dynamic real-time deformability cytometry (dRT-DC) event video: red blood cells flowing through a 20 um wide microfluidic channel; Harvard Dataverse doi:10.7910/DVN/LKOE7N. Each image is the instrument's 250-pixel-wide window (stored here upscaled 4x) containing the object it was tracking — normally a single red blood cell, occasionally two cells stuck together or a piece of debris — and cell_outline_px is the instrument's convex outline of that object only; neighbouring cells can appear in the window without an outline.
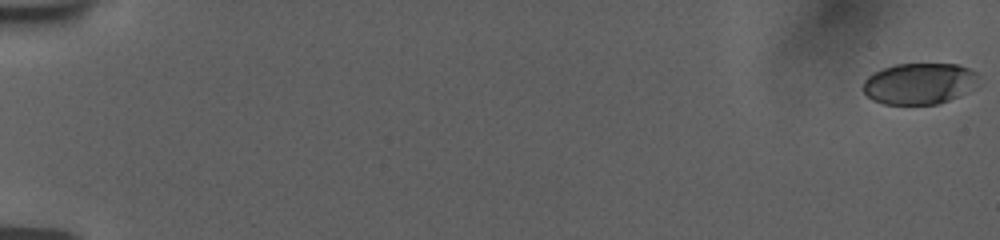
{"species": "human", "species_latin": "Homo sapiens", "temperature_condition": "room temperature", "stored_images_in_passage": 57, "camera_frame_rate_fps": 3000, "um_per_image_px": 0.085, "donor": {"sex": "female"}, "frame": {"image": 1, "passage_image": 1, "time_ms": 0.0, "image_size_px": [1000, 240], "cell_outline_px": [[980, 76], [976, 88], [948, 100], [936, 104], [884, 104], [872, 100], [860, 88], [864, 80], [872, 72], [896, 64], [956, 64], [968, 68], [976, 72]], "centroid_in_image_um": [78.14, 7.1], "position_along_channel_um": 6.9, "area_um2": 28.03}}
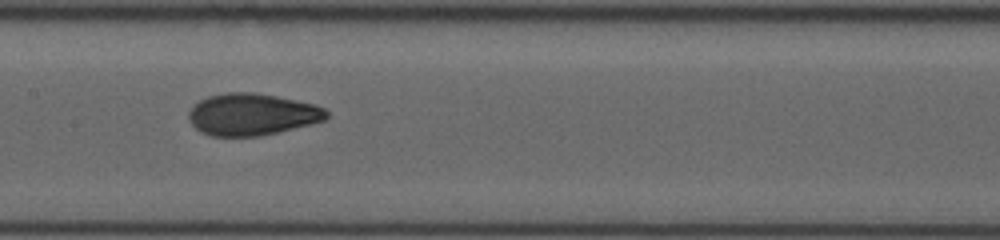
{"frame": {"image": 2, "passage_image": 31, "time_ms": 10.0, "image_size_px": [1000, 240], "cell_outline_px": [[328, 116], [324, 120], [312, 124], [260, 136], [212, 136], [200, 132], [188, 120], [188, 112], [200, 100], [208, 96], [224, 92], [256, 92], [316, 104], [324, 108], [328, 112]], "centroid_in_image_um": [21.42, 9.72], "position_along_channel_um": 186.0, "area_um2": 33.76}}
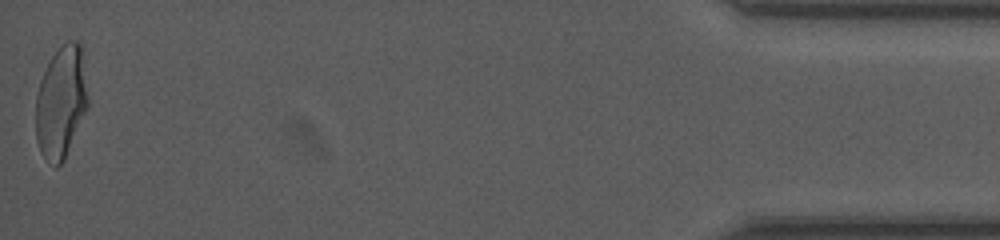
{"frame": {"image": 3, "passage_image": 57, "time_ms": 18.667, "image_size_px": [1000, 240], "cell_outline_px": [[88, 108], [64, 160], [56, 168], [40, 152], [36, 140], [36, 96], [40, 80], [52, 56], [68, 40], [80, 40], [88, 100]], "centroid_in_image_um": [5.19, 8.7], "position_along_channel_um": 430.0, "area_um2": 33.93}, "authors_computed_cell_mechanics": {"area_um2": 32.7148, "velocity_mm_per_s": 3.7701, "shape_relaxation_time_tau1_ms": 6.9856, "shape_relaxation_time_tau2_ms": 1.0877, "deformation_change_tau1": 0.2127, "deformation_change_tau2": 0.0626}}